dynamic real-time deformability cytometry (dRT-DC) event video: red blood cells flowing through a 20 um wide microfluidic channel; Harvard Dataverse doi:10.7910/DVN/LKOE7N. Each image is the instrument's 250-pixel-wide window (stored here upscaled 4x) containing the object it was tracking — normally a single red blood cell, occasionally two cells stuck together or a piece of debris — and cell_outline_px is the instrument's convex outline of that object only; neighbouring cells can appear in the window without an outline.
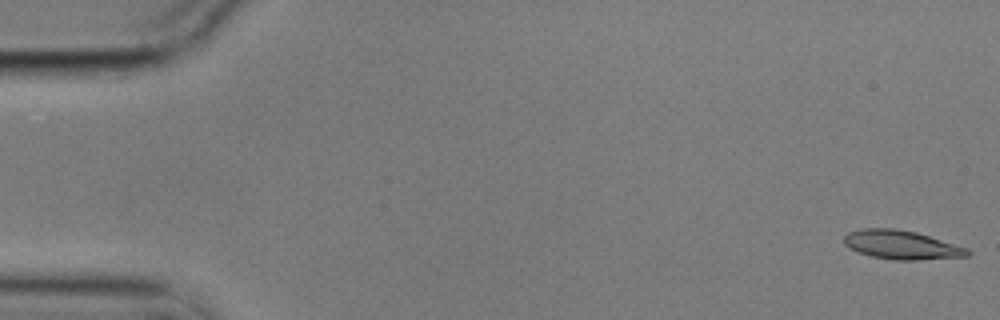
{"species": "common noctule bat (a hibernating species)", "species_latin": "Nyctalus noctula", "temperature_condition": "cold", "stored_images_in_passage": 56, "camera_frame_rate_fps": 3000, "um_per_image_px": 0.085, "animal": {"sex": "male", "body_mass_g": 17.9}, "frame": {"image": 1, "passage_image": 1, "time_ms": 0.0, "image_size_px": [1000, 320], "cell_outline_px": [[972, 252], [968, 256], [920, 260], [896, 260], [872, 256], [848, 248], [844, 244], [844, 236], [848, 232], [864, 228], [892, 228], [916, 232], [968, 248]], "centroid_in_image_um": [76.64, 20.81], "position_along_channel_um": 8.4, "area_um2": 20.69}}
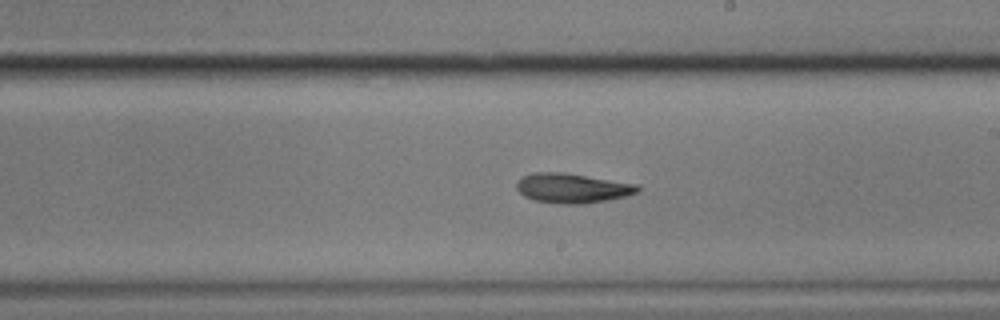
{"frame": {"image": 2, "passage_image": 32, "time_ms": 10.333, "image_size_px": [1000, 320], "cell_outline_px": [[640, 192], [628, 196], [608, 200], [584, 204], [560, 204], [536, 200], [524, 196], [516, 188], [516, 184], [520, 176], [532, 172], [564, 172], [636, 184], [640, 188]], "centroid_in_image_um": [48.64, 15.99], "position_along_channel_um": 240.4, "area_um2": 21.1}}
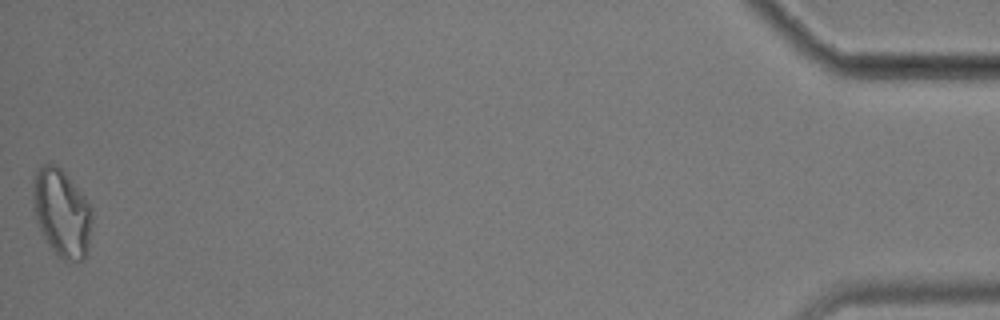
{"frame": {"image": 3, "passage_image": 56, "time_ms": 18.333, "image_size_px": [1000, 320], "cell_outline_px": [[92, 220], [88, 252], [84, 260], [64, 260], [48, 244], [40, 228], [32, 208], [32, 192], [36, 172], [44, 164], [56, 164], [64, 172], [84, 196], [92, 208]], "centroid_in_image_um": [5.26, 18.1], "position_along_channel_um": 429.9, "area_um2": 30.0}, "authors_computed_cell_mechanics": {"area_um2": 21.1259, "velocity_mm_per_s": 3.5294, "shape_relaxation_time_tau1_ms": 5.1915, "shape_relaxation_time_tau2_ms": null, "deformation_change_tau1": 0.1649, "deformation_change_tau2": null}}